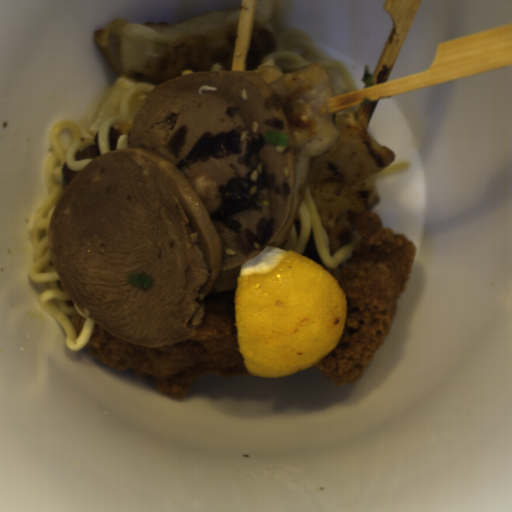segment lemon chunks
I'll return each mask as SVG.
<instances>
[{
    "label": "lemon chunks",
    "instance_id": "lemon-chunks-1",
    "mask_svg": "<svg viewBox=\"0 0 512 512\" xmlns=\"http://www.w3.org/2000/svg\"><path fill=\"white\" fill-rule=\"evenodd\" d=\"M237 349L248 374L310 370L345 334L347 299L323 266L270 246L240 264L234 296Z\"/></svg>",
    "mask_w": 512,
    "mask_h": 512
},
{
    "label": "lemon chunks",
    "instance_id": "lemon-chunks-2",
    "mask_svg": "<svg viewBox=\"0 0 512 512\" xmlns=\"http://www.w3.org/2000/svg\"><path fill=\"white\" fill-rule=\"evenodd\" d=\"M133 84H143L128 76L118 77L98 101L86 127L87 134L94 138L99 126L113 114L119 113L120 100L127 88Z\"/></svg>",
    "mask_w": 512,
    "mask_h": 512
},
{
    "label": "lemon chunks",
    "instance_id": "lemon-chunks-3",
    "mask_svg": "<svg viewBox=\"0 0 512 512\" xmlns=\"http://www.w3.org/2000/svg\"><path fill=\"white\" fill-rule=\"evenodd\" d=\"M149 93L150 92H141V93L137 94L131 102L130 117H129L128 121L125 122L124 124L113 125L111 127H113L116 131H120L122 134H128V136H129L133 122H134L135 115H136L138 109L140 108V106L142 105L145 97Z\"/></svg>",
    "mask_w": 512,
    "mask_h": 512
}]
</instances>
